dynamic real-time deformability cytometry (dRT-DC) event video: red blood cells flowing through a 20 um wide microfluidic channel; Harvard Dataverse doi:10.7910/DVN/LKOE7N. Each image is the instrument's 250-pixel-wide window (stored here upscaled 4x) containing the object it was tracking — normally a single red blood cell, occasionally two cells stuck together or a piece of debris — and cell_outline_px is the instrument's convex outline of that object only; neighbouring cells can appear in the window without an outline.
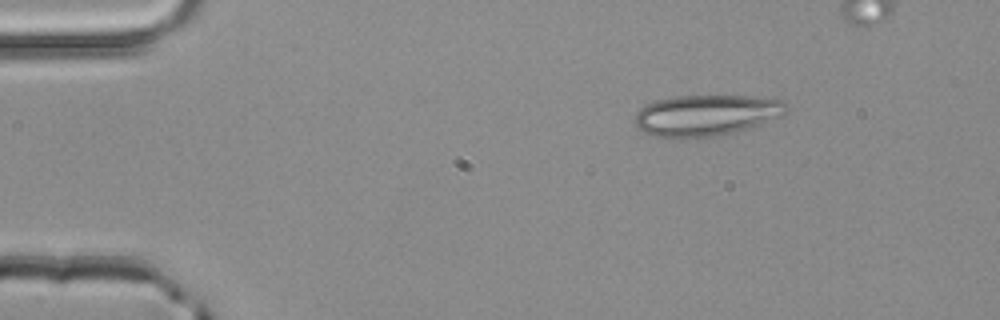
{"species": "common noctule bat (a hibernating species)", "species_latin": "Nyctalus noctula", "temperature_condition": "room temperature", "stored_images_in_passage": 4, "camera_frame_rate_fps": 3000, "um_per_image_px": 0.085, "animal": {"sex": "male", "body_mass_g": 20.4}, "frame": {"image": 1, "passage_image": 1, "time_ms": 0.0, "image_size_px": [1000, 320], "cell_outline_px": [[788, 112], [784, 116], [736, 132], [712, 136], [656, 136], [644, 132], [632, 120], [636, 112], [640, 108], [656, 100], [672, 96], [748, 96], [780, 100], [788, 108]], "centroid_in_image_um": [60.04, 9.77], "position_along_channel_um": 25.0, "area_um2": 35.84}}